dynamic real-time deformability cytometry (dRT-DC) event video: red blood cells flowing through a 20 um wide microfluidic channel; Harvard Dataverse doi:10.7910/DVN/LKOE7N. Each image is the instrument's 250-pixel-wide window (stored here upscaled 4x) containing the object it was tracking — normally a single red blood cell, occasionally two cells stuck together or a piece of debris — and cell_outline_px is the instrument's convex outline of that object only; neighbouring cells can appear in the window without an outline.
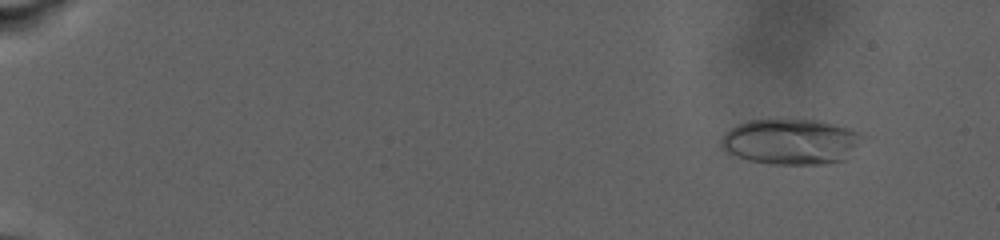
{"species": "human", "species_latin": "Homo sapiens", "temperature_condition": "warm", "stored_images_in_passage": 73, "camera_frame_rate_fps": 3000, "um_per_image_px": 0.085, "donor": {"sex": "male"}, "frame": {"image": 1, "passage_image": 10, "time_ms": 3.0, "image_size_px": [1000, 240], "cell_outline_px": [[864, 136], [844, 160], [824, 164], [768, 164], [748, 160], [736, 156], [728, 152], [720, 144], [720, 140], [736, 124], [748, 120], [816, 120], [848, 128]], "centroid_in_image_um": [67.19, 12.05], "position_along_channel_um": 17.8, "area_um2": 36.99}}
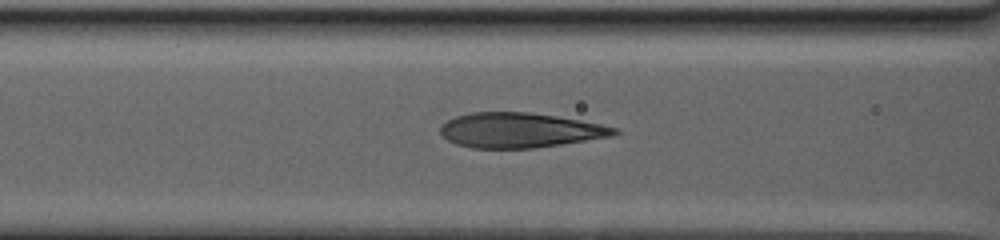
{"frame": {"image": 2, "passage_image": 42, "time_ms": 13.333, "image_size_px": [1000, 240], "cell_outline_px": [[620, 132], [612, 136], [536, 148], [472, 148], [456, 144], [440, 136], [440, 124], [456, 116], [472, 112], [528, 112], [556, 116], [580, 120], [620, 128]], "centroid_in_image_um": [44.17, 11.07], "position_along_channel_um": 122.4, "area_um2": 35.49}}
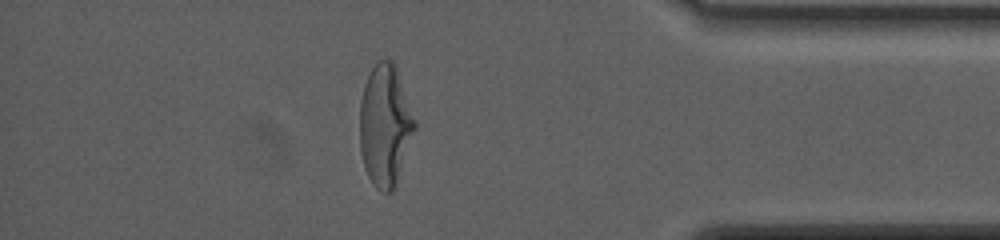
{"frame": {"image": 3, "passage_image": 67, "time_ms": 24.667, "image_size_px": [1000, 240], "cell_outline_px": [[416, 128], [396, 188], [392, 192], [380, 192], [372, 184], [368, 176], [360, 152], [360, 100], [364, 84], [372, 68], [380, 60], [392, 60], [396, 68], [416, 120]], "centroid_in_image_um": [32.74, 10.72], "position_along_channel_um": 402.5, "area_um2": 39.13}, "authors_computed_cell_mechanics": {"area_um2": 36.125, "velocity_mm_per_s": 2.6735, "shape_relaxation_time_tau1_ms": 8.3293, "shape_relaxation_time_tau2_ms": null, "deformation_change_tau1": 0.3023, "deformation_change_tau2": null}}